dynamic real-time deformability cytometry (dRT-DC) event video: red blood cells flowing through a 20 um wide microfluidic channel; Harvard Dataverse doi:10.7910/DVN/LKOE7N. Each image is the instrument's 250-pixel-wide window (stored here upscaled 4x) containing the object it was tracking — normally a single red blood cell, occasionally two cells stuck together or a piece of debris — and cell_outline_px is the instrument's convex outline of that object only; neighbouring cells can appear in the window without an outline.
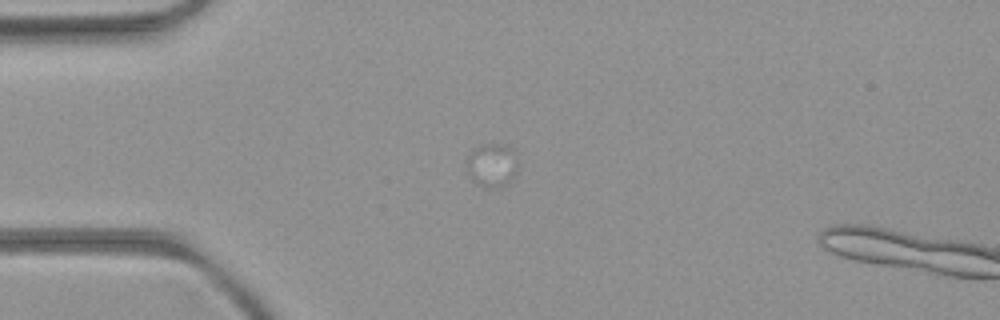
{"species": "common noctule bat (a hibernating species)", "species_latin": "Nyctalus noctula", "temperature_condition": "room temperature", "stored_images_in_passage": 2, "camera_frame_rate_fps": 3000, "um_per_image_px": 0.085, "animal": {"sex": "female", "body_mass_g": 21.9}, "frame": {"image": 1, "passage_image": 1, "time_ms": 0.0, "image_size_px": [1000, 320], "cell_outline_px": [[516, 172], [508, 184], [500, 188], [484, 188], [476, 184], [468, 176], [468, 156], [476, 148], [488, 144], [500, 144], [508, 148], [516, 164]], "centroid_in_image_um": [41.77, 14.12], "position_along_channel_um": 43.2, "area_um2": 12.54}}